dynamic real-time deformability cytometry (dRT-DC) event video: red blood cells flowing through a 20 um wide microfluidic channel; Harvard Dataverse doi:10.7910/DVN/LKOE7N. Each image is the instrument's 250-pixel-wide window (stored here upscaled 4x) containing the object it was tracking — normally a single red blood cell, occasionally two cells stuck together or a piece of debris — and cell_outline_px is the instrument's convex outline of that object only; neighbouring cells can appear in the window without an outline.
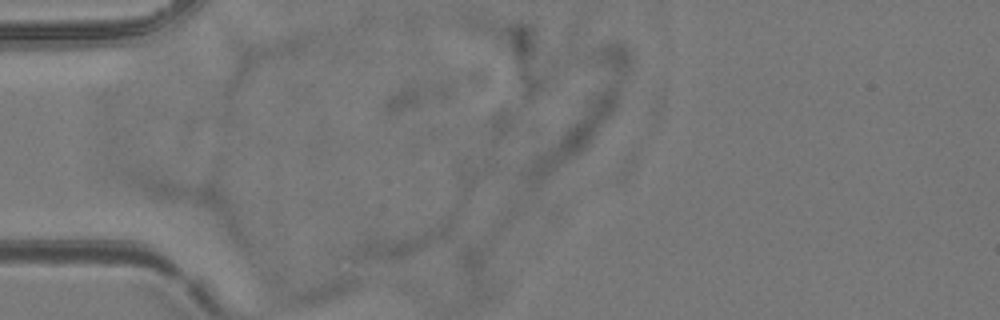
{"species": "common noctule bat (a hibernating species)", "species_latin": "Nyctalus noctula", "temperature_condition": "room temperature", "stored_images_in_passage": 2, "camera_frame_rate_fps": 3000, "um_per_image_px": 0.085, "animal": {"sex": "female", "body_mass_g": 24.6, "forearm_length_mm": 56.2}, "frame": {"image": 1, "passage_image": 1, "time_ms": 0.0, "image_size_px": [1000, 320], "cell_outline_px": [[456, 216], [448, 236], [396, 260], [352, 260], [344, 256], [364, 236], [376, 232], [456, 208]], "centroid_in_image_um": [34.29, 20.26], "position_along_channel_um": 50.7, "area_um2": 20.81}}